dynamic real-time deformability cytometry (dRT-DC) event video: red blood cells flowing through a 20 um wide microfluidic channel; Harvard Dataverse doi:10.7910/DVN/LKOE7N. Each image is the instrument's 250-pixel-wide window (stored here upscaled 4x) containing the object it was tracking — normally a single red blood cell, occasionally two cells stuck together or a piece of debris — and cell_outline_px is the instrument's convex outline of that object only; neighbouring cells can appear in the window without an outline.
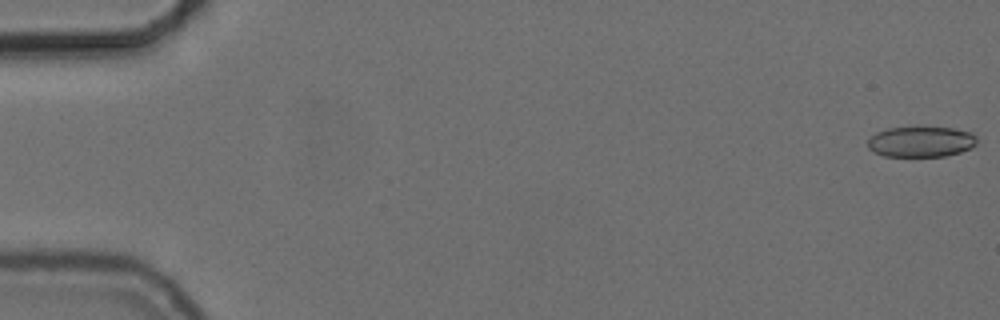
{"species": "common noctule bat (a hibernating species)", "species_latin": "Nyctalus noctula", "temperature_condition": "cold", "stored_images_in_passage": 56, "camera_frame_rate_fps": 3000, "um_per_image_px": 0.085, "animal": {"sex": "female", "body_mass_g": 24.6, "forearm_length_mm": 56.2}, "frame": {"image": 1, "passage_image": 1, "time_ms": 0.0, "image_size_px": [1000, 320], "cell_outline_px": [[976, 144], [972, 148], [960, 152], [944, 156], [884, 156], [872, 152], [868, 148], [868, 140], [876, 132], [888, 128], [952, 128], [972, 132], [976, 136]], "centroid_in_image_um": [78.28, 12.06], "position_along_channel_um": 6.7, "area_um2": 19.36}}
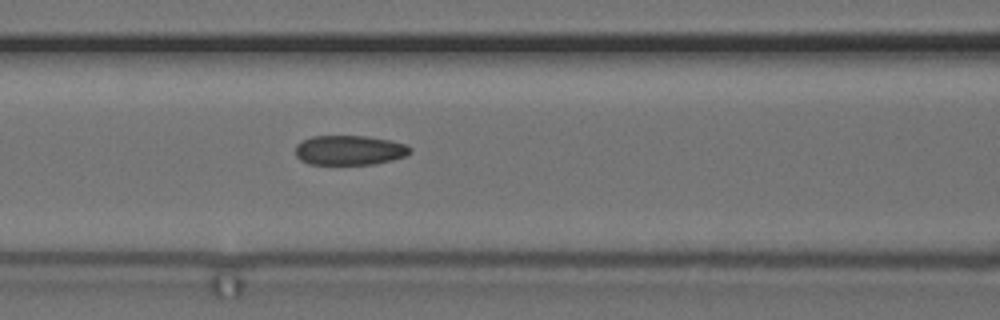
{"frame": {"image": 2, "passage_image": 24, "time_ms": 7.667, "image_size_px": [1000, 320], "cell_outline_px": [[412, 152], [408, 156], [376, 164], [308, 164], [300, 160], [296, 156], [296, 144], [312, 136], [364, 136], [388, 140], [408, 144], [412, 148]], "centroid_in_image_um": [29.75, 12.77], "position_along_channel_um": 136.9, "area_um2": 20.0}}
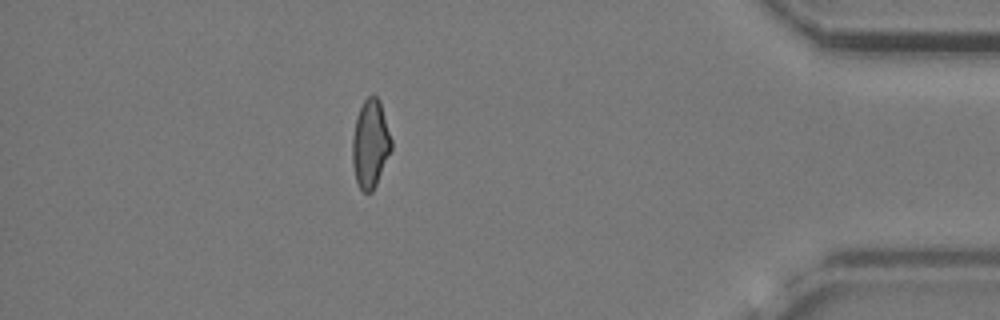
{"frame": {"image": 3, "passage_image": 49, "time_ms": 16.0, "image_size_px": [1000, 320], "cell_outline_px": [[392, 148], [376, 184], [372, 192], [364, 192], [360, 188], [356, 180], [352, 164], [352, 136], [356, 116], [364, 100], [368, 96], [376, 96], [380, 100], [392, 140]], "centroid_in_image_um": [31.47, 12.21], "position_along_channel_um": 403.7, "area_um2": 20.0}, "authors_computed_cell_mechanics": {"area_um2": 20.3456, "velocity_mm_per_s": 3.7316, "shape_relaxation_time_tau1_ms": 10.7825, "shape_relaxation_time_tau2_ms": 2.6655, "deformation_change_tau1": 0.1905, "deformation_change_tau2": 0.0832}}